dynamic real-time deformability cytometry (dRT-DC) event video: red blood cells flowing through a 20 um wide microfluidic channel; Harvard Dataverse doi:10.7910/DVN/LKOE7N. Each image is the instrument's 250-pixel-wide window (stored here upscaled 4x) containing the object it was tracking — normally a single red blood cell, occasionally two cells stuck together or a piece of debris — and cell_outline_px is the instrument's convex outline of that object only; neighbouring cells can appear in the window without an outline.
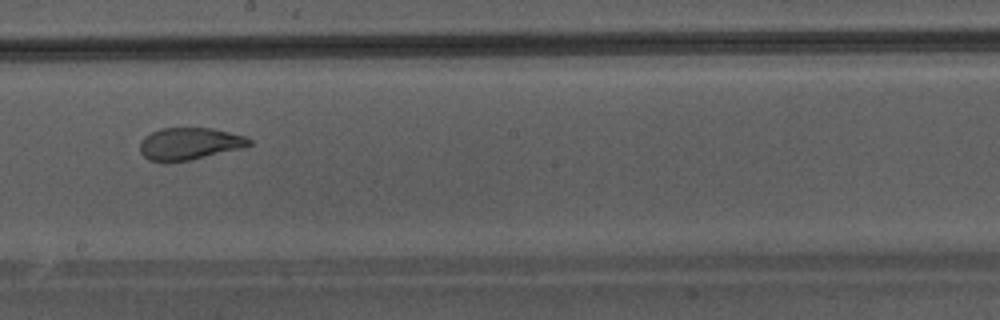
{"species": "Egyptian fruit bat (a non-hibernating species)", "species_latin": "Rousettus aegyptiacus", "temperature_condition": "warm", "stored_images_in_passage": 45, "camera_frame_rate_fps": 3000, "um_per_image_px": 0.085, "animal": {"sex": "male"}, "frame": {"image": 1, "passage_image": 26, "time_ms": 8.333, "image_size_px": [1000, 320], "cell_outline_px": [[252, 144], [244, 148], [188, 160], [148, 160], [140, 152], [140, 144], [144, 136], [160, 128], [212, 128], [244, 136], [252, 140]], "centroid_in_image_um": [16.13, 12.19], "position_along_channel_um": 232.1, "area_um2": 20.11}}